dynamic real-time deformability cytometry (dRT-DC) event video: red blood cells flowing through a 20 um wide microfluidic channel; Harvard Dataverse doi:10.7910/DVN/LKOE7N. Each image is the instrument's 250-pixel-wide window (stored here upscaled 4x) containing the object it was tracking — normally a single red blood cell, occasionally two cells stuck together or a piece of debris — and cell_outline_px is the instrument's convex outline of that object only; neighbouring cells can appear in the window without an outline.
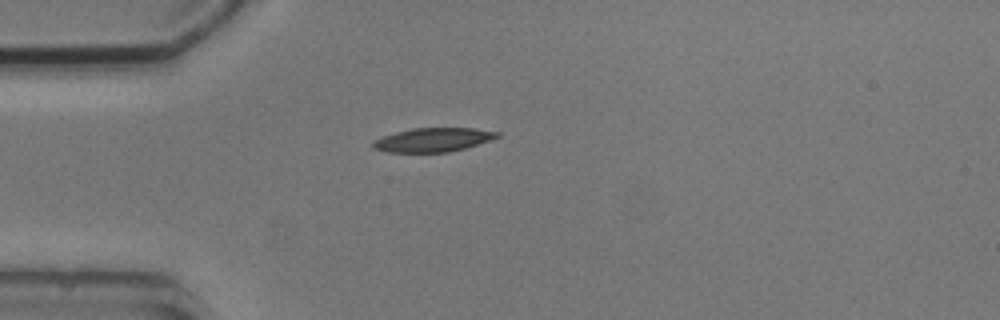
{"species": "common noctule bat (a hibernating species)", "species_latin": "Nyctalus noctula", "temperature_condition": "cold", "stored_images_in_passage": 2, "camera_frame_rate_fps": 3000, "um_per_image_px": 0.085, "animal": {"sex": "male", "body_mass_g": 20.5, "forearm_length_mm": 52.5}, "frame": {"image": 1, "passage_image": 1, "time_ms": 0.0, "image_size_px": [1000, 320], "cell_outline_px": [[500, 136], [464, 148], [448, 152], [388, 152], [372, 148], [372, 140], [396, 132], [412, 128], [476, 128], [500, 132]], "centroid_in_image_um": [36.78, 11.88], "position_along_channel_um": 48.2, "area_um2": 17.17}}